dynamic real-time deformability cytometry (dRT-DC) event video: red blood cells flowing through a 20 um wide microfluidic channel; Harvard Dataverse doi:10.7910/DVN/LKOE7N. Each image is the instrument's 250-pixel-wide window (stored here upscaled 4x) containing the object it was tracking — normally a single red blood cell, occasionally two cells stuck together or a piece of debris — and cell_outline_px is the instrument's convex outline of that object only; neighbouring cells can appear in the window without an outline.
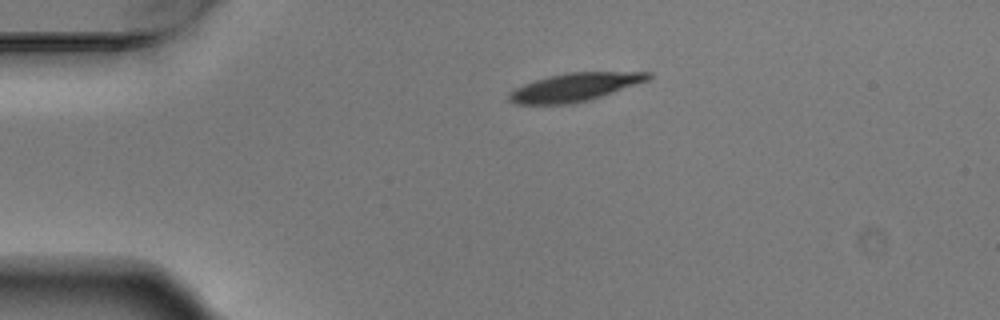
{"species": "Egyptian fruit bat (a non-hibernating species)", "species_latin": "Rousettus aegyptiacus", "temperature_condition": "warm", "stored_images_in_passage": 2, "camera_frame_rate_fps": 3000, "um_per_image_px": 0.085, "animal": {"sex": "male"}, "frame": {"image": 1, "passage_image": 1, "time_ms": 0.0, "image_size_px": [1000, 320], "cell_outline_px": [[652, 76], [648, 80], [592, 100], [568, 104], [512, 104], [508, 100], [508, 92], [524, 84], [548, 76], [568, 72], [652, 72]], "centroid_in_image_um": [48.84, 7.42], "position_along_channel_um": 36.2, "area_um2": 22.95}}